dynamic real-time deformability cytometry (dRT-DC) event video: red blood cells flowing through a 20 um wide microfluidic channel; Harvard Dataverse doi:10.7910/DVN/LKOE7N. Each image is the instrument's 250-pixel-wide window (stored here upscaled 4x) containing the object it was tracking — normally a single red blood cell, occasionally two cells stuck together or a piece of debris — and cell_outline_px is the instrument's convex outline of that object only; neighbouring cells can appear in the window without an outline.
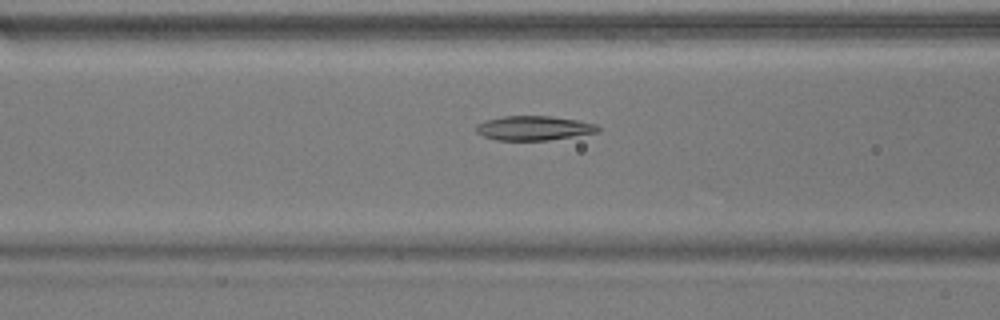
{"species": "common noctule bat (a hibernating species)", "species_latin": "Nyctalus noctula", "temperature_condition": "warm", "stored_images_in_passage": 39, "camera_frame_rate_fps": 3000, "um_per_image_px": 0.085, "animal": {"sex": "male", "body_mass_g": 17.9}, "frame": {"image": 1, "passage_image": 10, "time_ms": 3.0, "image_size_px": [1000, 320], "cell_outline_px": [[600, 132], [548, 140], [496, 140], [484, 136], [476, 132], [476, 124], [484, 120], [504, 116], [552, 116], [576, 120], [596, 124], [600, 128]], "centroid_in_image_um": [45.36, 10.88], "position_along_channel_um": 121.2, "area_um2": 17.34}}
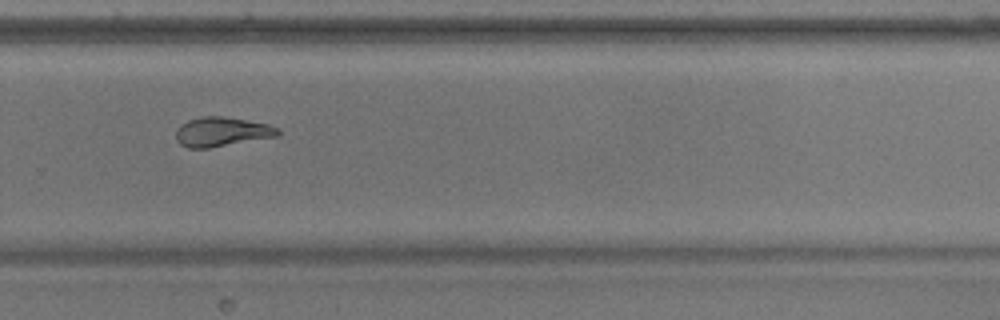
{"frame": {"image": 2, "passage_image": 25, "time_ms": 8.0, "image_size_px": [1000, 320], "cell_outline_px": [[280, 132], [276, 136], [208, 148], [188, 148], [180, 144], [176, 140], [176, 132], [180, 124], [188, 120], [200, 116], [220, 116], [268, 124], [280, 128]], "centroid_in_image_um": [18.81, 11.2], "position_along_channel_um": 311.0, "area_um2": 17.28}}
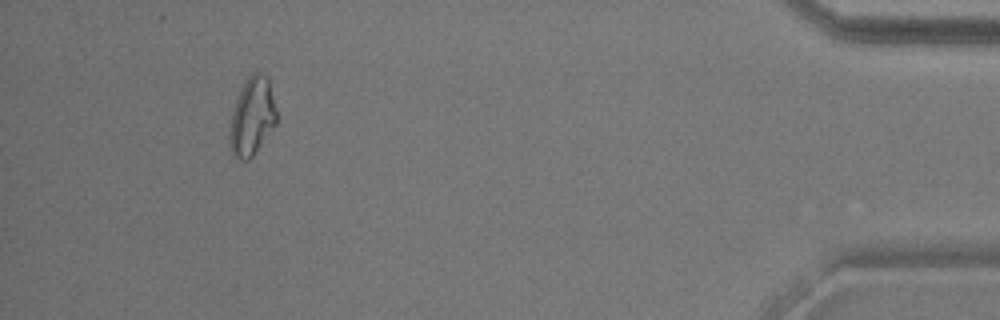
{"frame": {"image": 3, "passage_image": 38, "time_ms": 12.333, "image_size_px": [1000, 320], "cell_outline_px": [[276, 124], [252, 156], [248, 160], [240, 160], [232, 156], [228, 136], [232, 112], [240, 88], [248, 76], [252, 72], [256, 72], [268, 76], [276, 112]], "centroid_in_image_um": [21.4, 9.91], "position_along_channel_um": 413.8, "area_um2": 21.27}}